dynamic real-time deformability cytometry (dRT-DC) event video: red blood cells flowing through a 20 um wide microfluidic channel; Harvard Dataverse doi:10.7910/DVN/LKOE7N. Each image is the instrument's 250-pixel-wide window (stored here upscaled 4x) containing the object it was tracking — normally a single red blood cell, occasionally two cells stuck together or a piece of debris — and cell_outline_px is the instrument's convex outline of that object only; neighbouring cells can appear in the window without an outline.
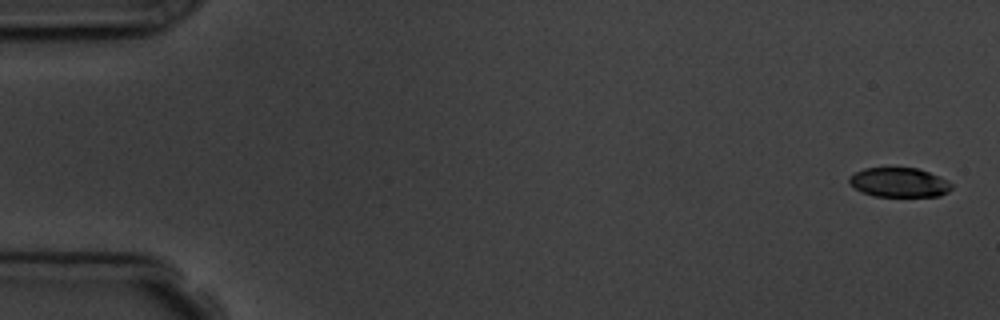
{"species": "common noctule bat (a hibernating species)", "species_latin": "Nyctalus noctula", "temperature_condition": "room temperature", "stored_images_in_passage": 4, "camera_frame_rate_fps": 3000, "um_per_image_px": 0.085, "animal": {"sex": "male", "body_mass_g": 19.5, "forearm_length_mm": 54.6}, "frame": {"image": 1, "passage_image": 1, "time_ms": 0.0, "image_size_px": [1000, 320], "cell_outline_px": [[952, 188], [948, 192], [940, 196], [872, 196], [860, 192], [848, 184], [848, 176], [864, 168], [916, 168], [928, 172], [948, 180], [952, 184]], "centroid_in_image_um": [76.39, 15.51], "position_along_channel_um": 8.6, "area_um2": 17.69}}